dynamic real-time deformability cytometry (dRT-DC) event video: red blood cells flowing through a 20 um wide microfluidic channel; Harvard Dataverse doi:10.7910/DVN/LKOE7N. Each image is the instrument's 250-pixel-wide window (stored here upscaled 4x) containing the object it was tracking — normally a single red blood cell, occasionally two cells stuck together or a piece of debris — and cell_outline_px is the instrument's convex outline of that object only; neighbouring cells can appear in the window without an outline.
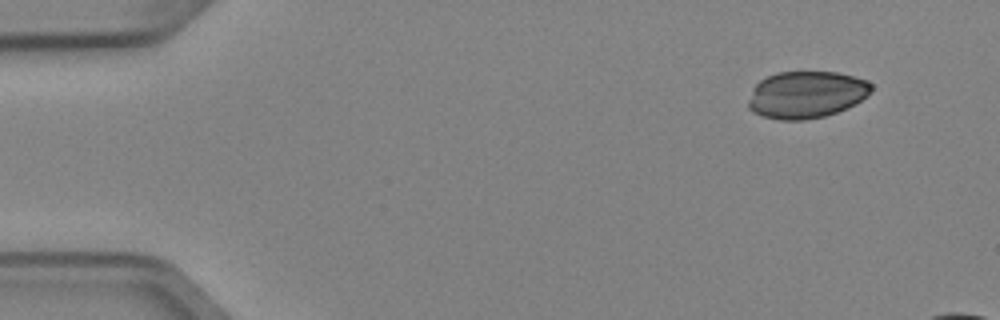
{"species": "Egyptian fruit bat (a non-hibernating species)", "species_latin": "Rousettus aegyptiacus", "temperature_condition": "cold", "stored_images_in_passage": 4, "camera_frame_rate_fps": 3000, "um_per_image_px": 0.085, "animal": {"sex": "female"}, "frame": {"image": 1, "passage_image": 1, "time_ms": 0.0, "image_size_px": [1000, 320], "cell_outline_px": [[872, 88], [868, 96], [848, 108], [824, 116], [804, 120], [780, 120], [764, 116], [752, 112], [748, 108], [748, 100], [752, 88], [760, 80], [776, 72], [836, 72], [868, 80], [872, 84]], "centroid_in_image_um": [68.53, 8.04], "position_along_channel_um": 16.5, "area_um2": 33.87}}